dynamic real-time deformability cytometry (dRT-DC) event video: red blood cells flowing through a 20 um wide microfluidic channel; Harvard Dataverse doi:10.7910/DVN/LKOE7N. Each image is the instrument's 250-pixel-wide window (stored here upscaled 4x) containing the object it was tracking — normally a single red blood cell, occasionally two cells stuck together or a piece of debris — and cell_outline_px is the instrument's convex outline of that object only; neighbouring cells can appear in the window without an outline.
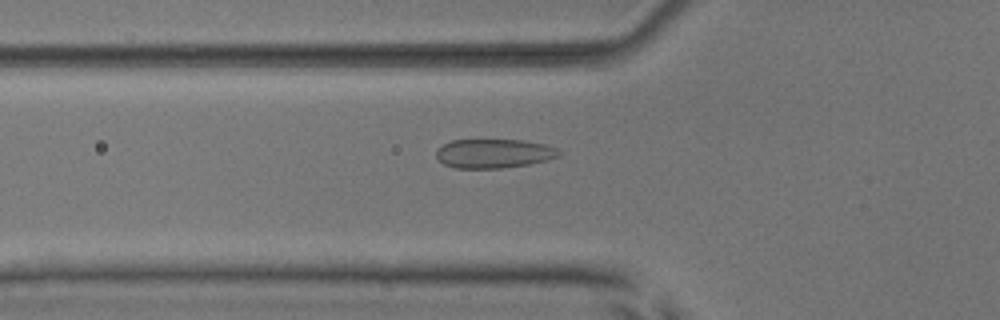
{"species": "common noctule bat (a hibernating species)", "species_latin": "Nyctalus noctula", "temperature_condition": "room temperature", "stored_images_in_passage": 46, "camera_frame_rate_fps": 3000, "um_per_image_px": 0.085, "animal": {"sex": "male", "body_mass_g": 17.9, "forearm_length_mm": 54.2}, "frame": {"image": 1, "passage_image": 19, "time_ms": 6.0, "image_size_px": [1000, 320], "cell_outline_px": [[560, 156], [548, 160], [528, 164], [500, 168], [456, 168], [444, 164], [436, 156], [436, 152], [444, 144], [452, 140], [524, 140], [544, 144], [556, 148], [560, 152]], "centroid_in_image_um": [42.0, 13.04], "position_along_channel_um": 83.8, "area_um2": 20.63}}
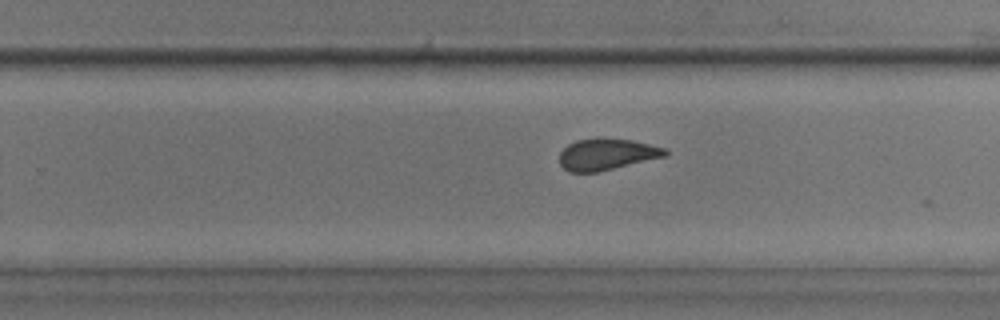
{"frame": {"image": 2, "passage_image": 34, "time_ms": 11.0, "image_size_px": [1000, 320], "cell_outline_px": [[668, 156], [596, 172], [568, 172], [560, 164], [560, 152], [568, 144], [576, 140], [596, 136], [600, 136], [632, 140], [668, 148]], "centroid_in_image_um": [51.6, 13.08], "position_along_channel_um": 278.2, "area_um2": 19.83}}
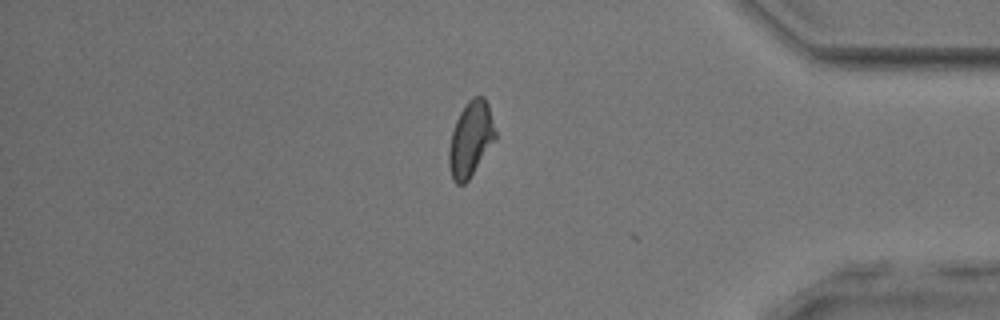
{"frame": {"image": 3, "passage_image": 45, "time_ms": 14.667, "image_size_px": [1000, 320], "cell_outline_px": [[496, 140], [468, 180], [464, 184], [456, 184], [452, 180], [448, 164], [448, 148], [452, 132], [456, 120], [460, 112], [468, 100], [472, 96], [484, 96], [488, 104], [496, 132]], "centroid_in_image_um": [40.0, 11.83], "position_along_channel_um": 395.2, "area_um2": 20.46}, "authors_computed_cell_mechanics": {"area_um2": 20.4612, "velocity_mm_per_s": 3.8943, "shape_relaxation_time_tau1_ms": 6.1571, "shape_relaxation_time_tau2_ms": 1.5044, "deformation_change_tau1": 0.1212, "deformation_change_tau2": 0.0641}}